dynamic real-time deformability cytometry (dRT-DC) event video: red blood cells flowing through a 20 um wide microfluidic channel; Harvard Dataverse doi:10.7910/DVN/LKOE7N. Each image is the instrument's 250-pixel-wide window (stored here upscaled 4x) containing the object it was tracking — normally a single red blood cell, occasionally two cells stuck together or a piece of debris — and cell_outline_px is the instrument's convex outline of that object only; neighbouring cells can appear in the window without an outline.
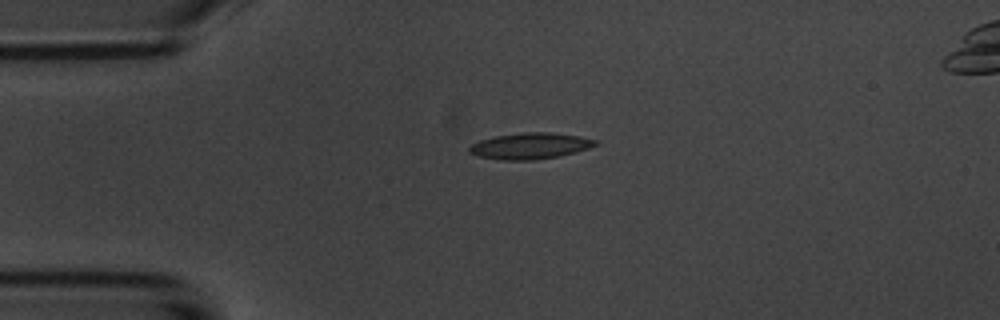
{"species": "common noctule bat (a hibernating species)", "species_latin": "Nyctalus noctula", "temperature_condition": "room temperature", "stored_images_in_passage": 2, "camera_frame_rate_fps": 3000, "um_per_image_px": 0.085, "animal": {"sex": "male", "body_mass_g": 20.1, "forearm_length_mm": 53.5}, "frame": {"image": 1, "passage_image": 1, "time_ms": 0.0, "image_size_px": [1000, 320], "cell_outline_px": [[596, 144], [588, 148], [560, 156], [532, 160], [504, 160], [480, 156], [468, 152], [468, 148], [472, 144], [480, 140], [496, 136], [524, 132], [548, 132], [576, 136], [596, 140]], "centroid_in_image_um": [45.02, 12.4], "position_along_channel_um": 40.0, "area_um2": 18.84}}